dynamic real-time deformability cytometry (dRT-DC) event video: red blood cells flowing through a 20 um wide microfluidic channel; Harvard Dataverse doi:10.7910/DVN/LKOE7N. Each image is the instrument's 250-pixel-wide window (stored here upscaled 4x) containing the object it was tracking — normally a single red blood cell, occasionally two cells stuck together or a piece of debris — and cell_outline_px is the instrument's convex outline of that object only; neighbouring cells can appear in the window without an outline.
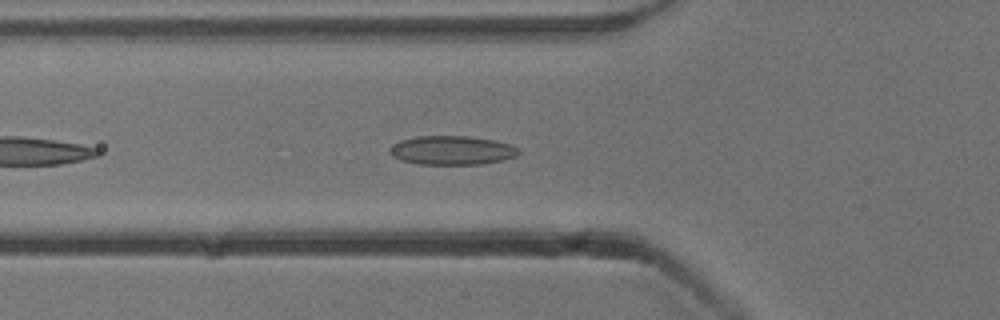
{"species": "common noctule bat (a hibernating species)", "species_latin": "Nyctalus noctula", "temperature_condition": "cold", "stored_images_in_passage": 19, "camera_frame_rate_fps": 3000, "um_per_image_px": 0.085, "animal": {"sex": "male", "body_mass_g": 13.3}, "frame": {"image": 1, "passage_image": 6, "time_ms": 1.667, "image_size_px": [1000, 320], "cell_outline_px": [[520, 152], [516, 156], [504, 160], [480, 164], [420, 164], [400, 160], [392, 156], [388, 152], [388, 148], [400, 140], [416, 136], [468, 136], [492, 140], [512, 144], [520, 148]], "centroid_in_image_um": [38.41, 12.77], "position_along_channel_um": 87.4, "area_um2": 21.91}}
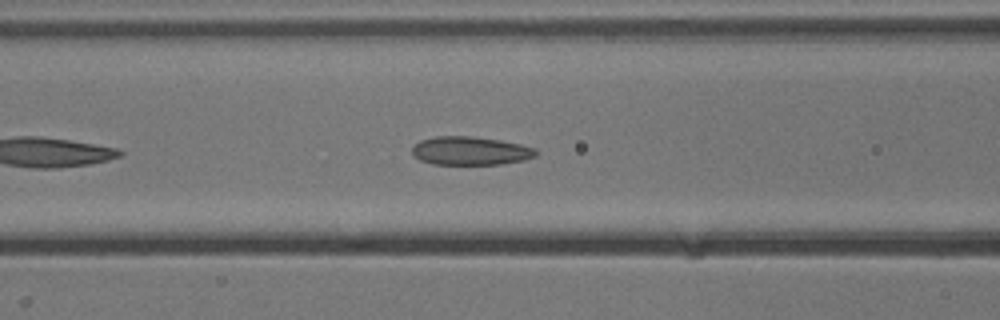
{"frame": {"image": 2, "passage_image": 9, "time_ms": 2.667, "image_size_px": [1000, 320], "cell_outline_px": [[540, 152], [536, 156], [524, 160], [500, 164], [432, 164], [420, 160], [412, 156], [412, 148], [420, 140], [436, 136], [472, 136], [500, 140], [520, 144], [536, 148]], "centroid_in_image_um": [40.0, 12.82], "position_along_channel_um": 126.6, "area_um2": 20.69}}
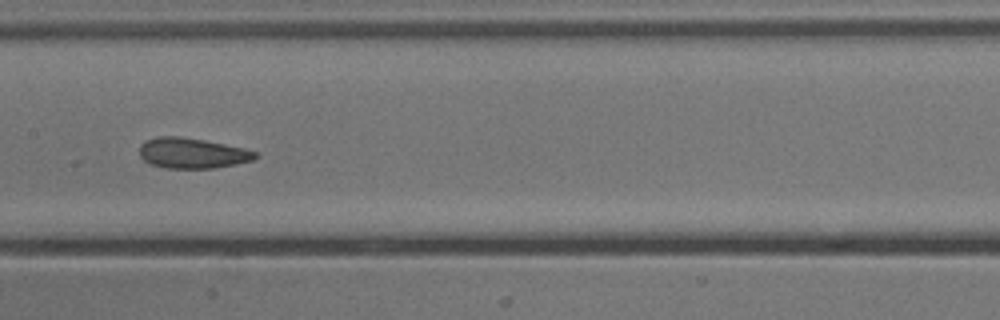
{"frame": {"image": 3, "passage_image": 14, "time_ms": 4.333, "image_size_px": [1000, 320], "cell_outline_px": [[260, 156], [252, 160], [216, 168], [164, 168], [148, 164], [140, 156], [140, 144], [144, 140], [156, 136], [180, 136], [204, 140], [244, 148], [256, 152]], "centroid_in_image_um": [16.3, 13.01], "position_along_channel_um": 191.1, "area_um2": 20.69}}